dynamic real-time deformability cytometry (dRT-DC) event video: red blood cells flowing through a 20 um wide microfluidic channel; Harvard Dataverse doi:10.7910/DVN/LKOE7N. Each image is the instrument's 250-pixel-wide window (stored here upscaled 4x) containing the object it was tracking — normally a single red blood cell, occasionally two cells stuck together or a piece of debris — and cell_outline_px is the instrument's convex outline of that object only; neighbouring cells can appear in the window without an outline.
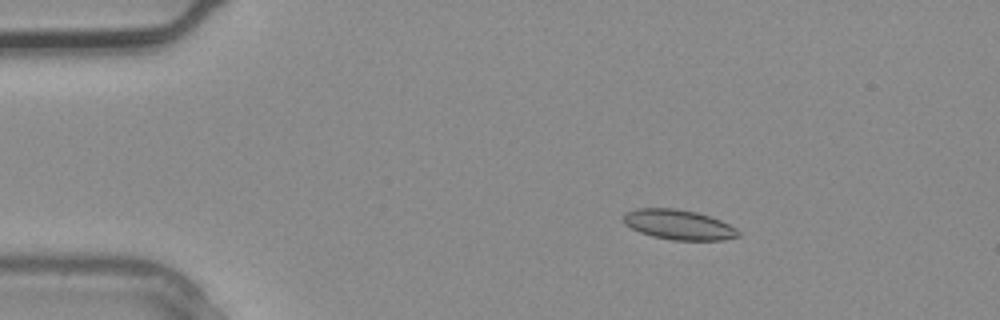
{"species": "common noctule bat (a hibernating species)", "species_latin": "Nyctalus noctula", "temperature_condition": "warm", "stored_images_in_passage": 2, "camera_frame_rate_fps": 3000, "um_per_image_px": 0.085, "animal": {"sex": "male", "body_mass_g": 20.4}, "frame": {"image": 1, "passage_image": 1, "time_ms": 0.0, "image_size_px": [1000, 320], "cell_outline_px": [[740, 236], [724, 240], [672, 240], [652, 236], [640, 232], [624, 224], [620, 216], [624, 212], [636, 208], [676, 208], [696, 212], [720, 220], [736, 228], [740, 232]], "centroid_in_image_um": [57.64, 19.09], "position_along_channel_um": 27.4, "area_um2": 20.23}}